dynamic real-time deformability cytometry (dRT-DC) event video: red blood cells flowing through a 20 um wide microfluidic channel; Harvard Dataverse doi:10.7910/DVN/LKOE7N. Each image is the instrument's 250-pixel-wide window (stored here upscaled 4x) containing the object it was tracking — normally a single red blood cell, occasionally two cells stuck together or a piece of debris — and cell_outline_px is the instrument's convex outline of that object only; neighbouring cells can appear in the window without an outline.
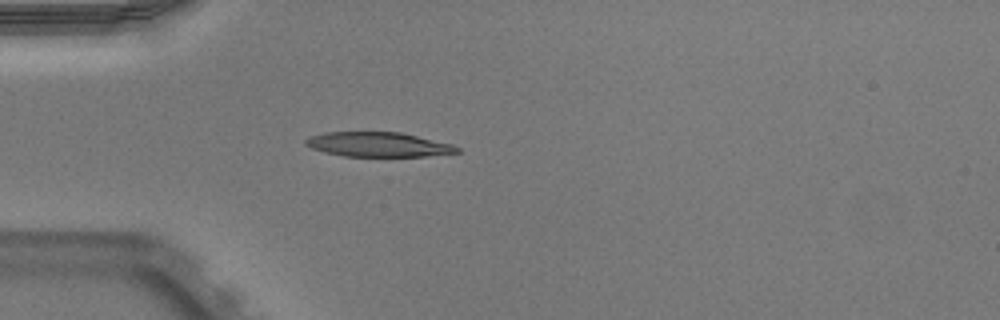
{"species": "Egyptian fruit bat (a non-hibernating species)", "species_latin": "Rousettus aegyptiacus", "temperature_condition": "warm", "stored_images_in_passage": 37, "camera_frame_rate_fps": 3000, "um_per_image_px": 0.085, "animal": {"sex": "male"}, "frame": {"image": 1, "passage_image": 1, "time_ms": 0.0, "image_size_px": [1000, 320], "cell_outline_px": [[460, 152], [424, 156], [344, 156], [324, 152], [312, 148], [304, 144], [304, 140], [308, 136], [324, 132], [400, 132], [452, 144], [460, 148]], "centroid_in_image_um": [32.11, 12.27], "position_along_channel_um": 52.9, "area_um2": 21.68}}
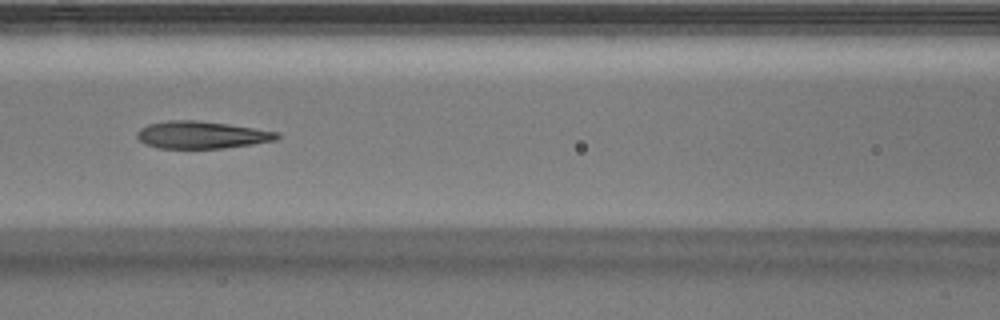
{"frame": {"image": 2, "passage_image": 9, "time_ms": 2.667, "image_size_px": [1000, 320], "cell_outline_px": [[280, 136], [276, 140], [252, 144], [224, 148], [156, 148], [144, 144], [136, 136], [136, 132], [140, 128], [148, 124], [168, 120], [196, 120], [228, 124], [280, 132]], "centroid_in_image_um": [17.11, 11.46], "position_along_channel_um": 149.5, "area_um2": 22.37}}
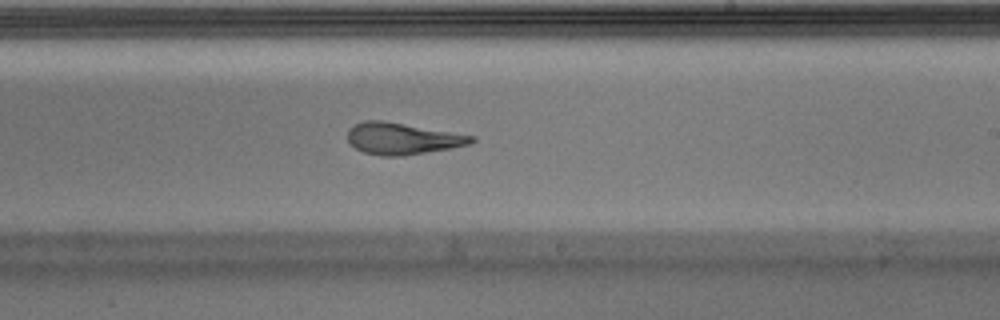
{"frame": {"image": 3, "passage_image": 17, "time_ms": 5.333, "image_size_px": [1000, 320], "cell_outline_px": [[476, 140], [472, 144], [452, 148], [400, 156], [380, 156], [364, 152], [356, 148], [348, 140], [348, 128], [364, 120], [384, 120], [476, 136]], "centroid_in_image_um": [34.23, 11.77], "position_along_channel_um": 254.8, "area_um2": 22.89}, "authors_computed_cell_mechanics": {"area_um2": 23.1778, "velocity_mm_per_s": 3.963, "shape_relaxation_time_tau1_ms": 4.955, "shape_relaxation_time_tau2_ms": 1.5229, "deformation_change_tau1": 0.2252, "deformation_change_tau2": 0.1184}}